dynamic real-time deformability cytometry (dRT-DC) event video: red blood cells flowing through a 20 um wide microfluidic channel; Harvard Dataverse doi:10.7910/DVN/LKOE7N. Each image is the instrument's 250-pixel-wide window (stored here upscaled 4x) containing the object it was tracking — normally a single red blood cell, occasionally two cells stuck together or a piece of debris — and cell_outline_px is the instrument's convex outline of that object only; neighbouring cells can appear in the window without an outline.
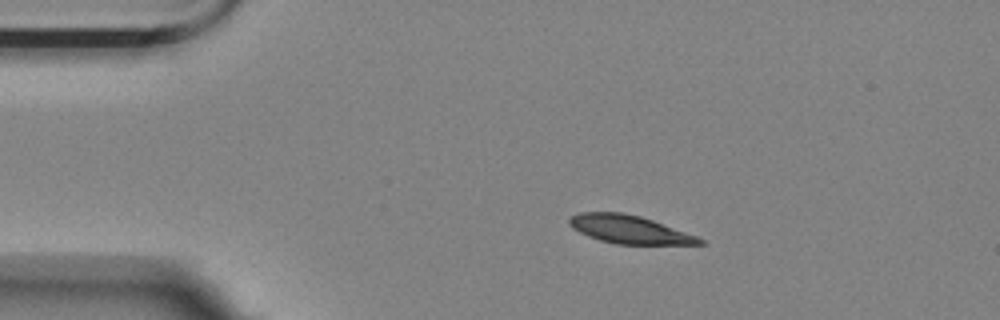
{"species": "Egyptian fruit bat (a non-hibernating species)", "species_latin": "Rousettus aegyptiacus", "temperature_condition": "room temperature", "stored_images_in_passage": 3, "camera_frame_rate_fps": 3000, "um_per_image_px": 0.085, "animal": {"sex": "female"}, "frame": {"image": 1, "passage_image": 1, "time_ms": 0.0, "image_size_px": [1000, 320], "cell_outline_px": [[708, 244], [616, 244], [600, 240], [588, 236], [572, 228], [568, 224], [568, 220], [572, 216], [580, 212], [624, 212], [640, 216], [652, 220], [696, 236], [704, 240]], "centroid_in_image_um": [53.47, 19.5], "position_along_channel_um": 31.5, "area_um2": 21.21}}